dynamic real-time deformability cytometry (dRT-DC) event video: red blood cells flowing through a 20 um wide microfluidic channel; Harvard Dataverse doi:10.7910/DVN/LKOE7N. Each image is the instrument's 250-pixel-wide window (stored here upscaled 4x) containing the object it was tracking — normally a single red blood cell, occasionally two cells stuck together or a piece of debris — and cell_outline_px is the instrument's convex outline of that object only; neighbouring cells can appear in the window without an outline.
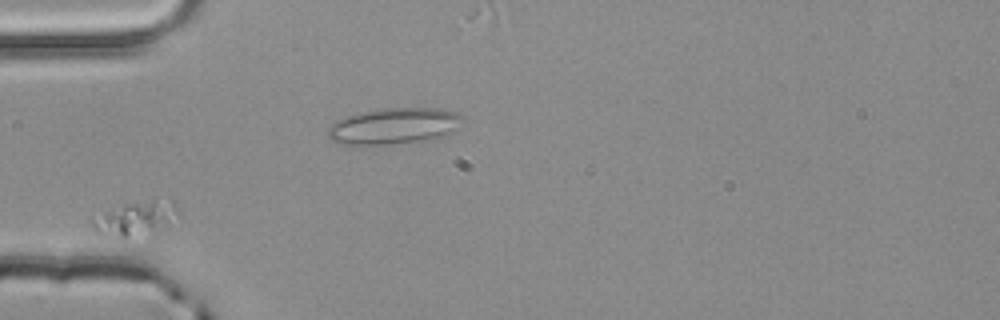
{"species": "common noctule bat (a hibernating species)", "species_latin": "Nyctalus noctula", "temperature_condition": "room temperature", "stored_images_in_passage": 5, "segment_of_instrument_passage": [2, 2], "camera_frame_rate_fps": 3000, "um_per_image_px": 0.085, "animal": {"sex": "male", "body_mass_g": 20.4}, "frame": {"image": 1, "passage_image": 3, "time_ms": 0.667, "image_size_px": [1000, 320], "cell_outline_px": [[176, 208], [152, 224], [124, 240], [100, 232], [92, 228], [92, 220], [104, 212], [132, 204], [172, 196], [176, 200]], "centroid_in_image_um": [11.31, 18.49], "position_along_channel_um": 73.7, "area_um2": 14.28}}
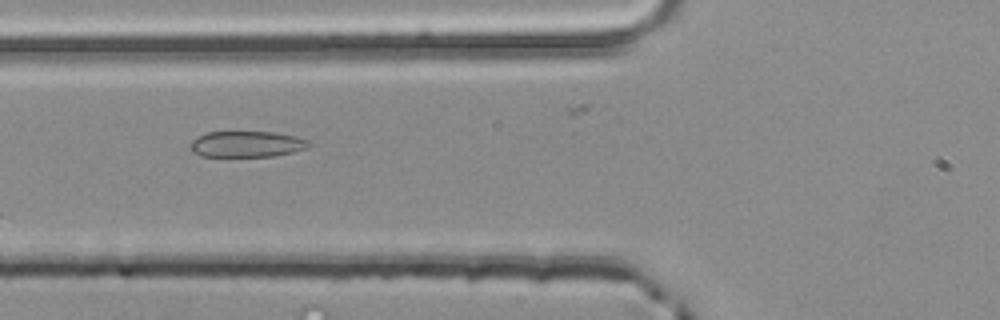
{"frame": {"image": 2, "passage_image": 4, "time_ms": 1.0, "image_size_px": [1000, 320], "cell_outline_px": [[316, 144], [292, 152], [272, 156], [200, 156], [192, 152], [188, 148], [188, 144], [192, 140], [208, 132], [272, 132], [296, 136], [308, 140]], "centroid_in_image_um": [20.96, 12.25], "position_along_channel_um": 104.8, "area_um2": 18.03}}